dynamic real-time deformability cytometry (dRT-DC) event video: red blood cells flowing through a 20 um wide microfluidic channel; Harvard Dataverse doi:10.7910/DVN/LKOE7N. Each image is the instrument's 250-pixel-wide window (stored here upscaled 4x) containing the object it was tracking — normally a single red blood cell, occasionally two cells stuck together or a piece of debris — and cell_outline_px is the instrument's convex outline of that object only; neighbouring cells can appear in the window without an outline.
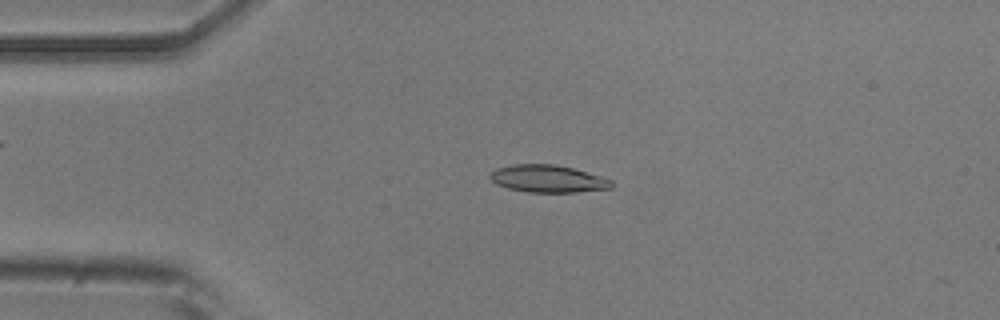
{"species": "common noctule bat (a hibernating species)", "species_latin": "Nyctalus noctula", "temperature_condition": "room temperature", "stored_images_in_passage": 53, "camera_frame_rate_fps": 3000, "um_per_image_px": 0.085, "animal": {"sex": "male", "body_mass_g": 20.5, "forearm_length_mm": 52.5}, "frame": {"image": 1, "passage_image": 11, "time_ms": 3.333, "image_size_px": [1000, 320], "cell_outline_px": [[612, 188], [576, 192], [528, 192], [508, 188], [496, 184], [488, 176], [496, 168], [512, 164], [556, 164], [572, 168], [612, 180]], "centroid_in_image_um": [46.54, 15.19], "position_along_channel_um": 38.5, "area_um2": 19.25}}
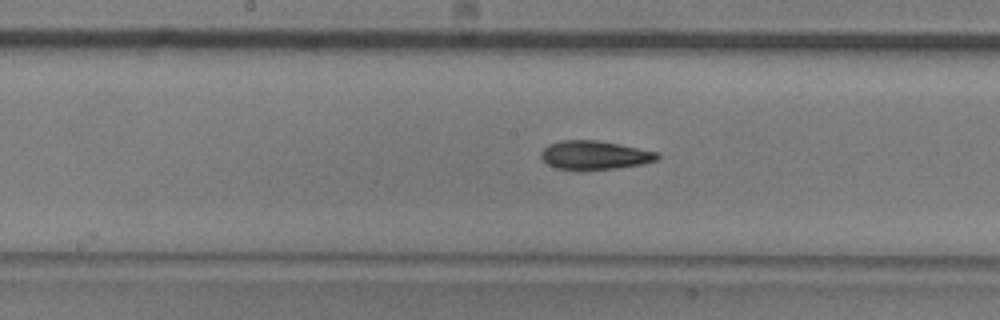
{"frame": {"image": 2, "passage_image": 26, "time_ms": 8.333, "image_size_px": [1000, 320], "cell_outline_px": [[660, 156], [656, 160], [644, 164], [616, 168], [580, 172], [556, 168], [548, 164], [540, 156], [540, 152], [548, 144], [560, 140], [596, 140], [620, 144], [660, 152]], "centroid_in_image_um": [50.54, 13.21], "position_along_channel_um": 197.7, "area_um2": 20.06}}
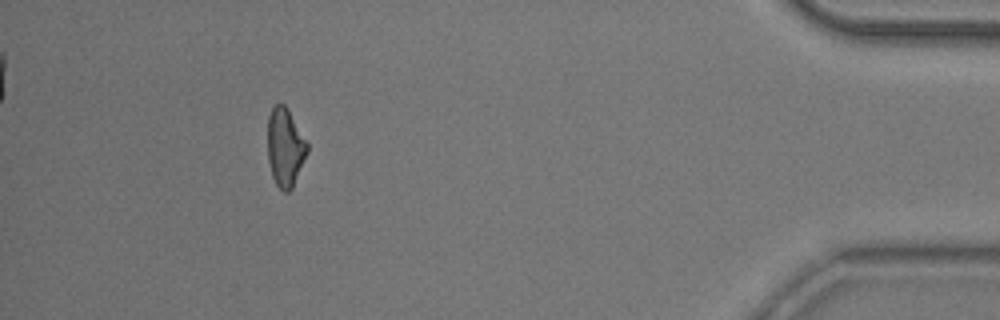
{"frame": {"image": 3, "passage_image": 48, "time_ms": 15.667, "image_size_px": [1000, 320], "cell_outline_px": [[308, 152], [292, 188], [288, 192], [284, 192], [276, 184], [272, 176], [268, 160], [268, 116], [272, 108], [276, 104], [284, 104], [288, 108], [308, 144]], "centroid_in_image_um": [24.24, 12.52], "position_along_channel_um": 411.0, "area_um2": 18.03}, "authors_computed_cell_mechanics": {"area_um2": 18.9584, "velocity_mm_per_s": 3.7245, "shape_relaxation_time_tau1_ms": 4.7632, "shape_relaxation_time_tau2_ms": 4.945, "deformation_change_tau1": 0.1593, "deformation_change_tau2": 0.1426}}